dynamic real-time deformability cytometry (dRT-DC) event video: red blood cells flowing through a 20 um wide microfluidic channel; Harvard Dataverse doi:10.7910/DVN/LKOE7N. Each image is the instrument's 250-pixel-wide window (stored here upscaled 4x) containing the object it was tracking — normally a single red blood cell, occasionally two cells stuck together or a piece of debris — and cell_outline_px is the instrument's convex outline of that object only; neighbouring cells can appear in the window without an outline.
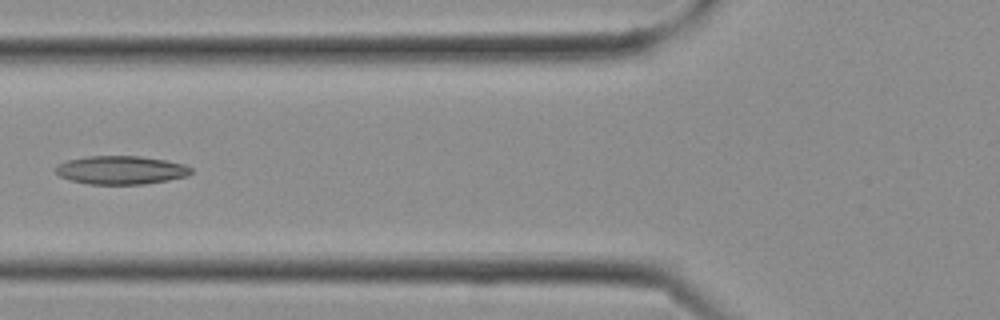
{"species": "Egyptian fruit bat (a non-hibernating species)", "species_latin": "Rousettus aegyptiacus", "temperature_condition": "cold", "stored_images_in_passage": 11, "camera_frame_rate_fps": 3000, "um_per_image_px": 0.085, "frame": {"image": 1, "passage_image": 10, "time_ms": 3.0, "image_size_px": [1000, 320], "cell_outline_px": [[192, 172], [188, 176], [168, 180], [144, 184], [88, 184], [72, 180], [60, 176], [56, 172], [56, 168], [60, 164], [68, 160], [88, 156], [140, 156], [164, 160], [184, 164], [192, 168]], "centroid_in_image_um": [10.32, 14.46], "position_along_channel_um": 115.5, "area_um2": 22.25}}